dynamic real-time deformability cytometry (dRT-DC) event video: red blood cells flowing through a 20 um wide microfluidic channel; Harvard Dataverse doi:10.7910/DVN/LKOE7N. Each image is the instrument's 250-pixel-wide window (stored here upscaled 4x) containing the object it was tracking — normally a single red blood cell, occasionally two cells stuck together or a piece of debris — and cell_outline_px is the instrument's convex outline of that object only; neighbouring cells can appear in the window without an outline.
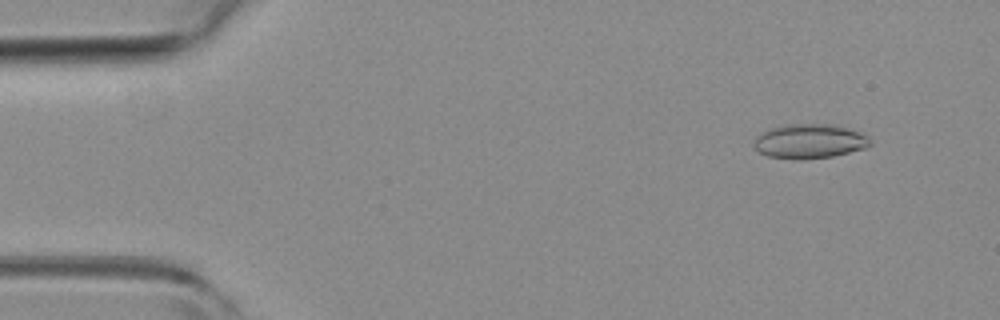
{"species": "common noctule bat (a hibernating species)", "species_latin": "Nyctalus noctula", "temperature_condition": "room temperature", "stored_images_in_passage": 28, "camera_frame_rate_fps": 3000, "um_per_image_px": 0.085, "animal": {"sex": "female", "body_mass_g": 19.3, "forearm_length_mm": 54.1}, "frame": {"image": 1, "passage_image": 5, "time_ms": 1.333, "image_size_px": [1000, 320], "cell_outline_px": [[872, 144], [864, 148], [832, 156], [800, 160], [796, 160], [768, 156], [760, 152], [752, 144], [756, 136], [760, 132], [772, 128], [796, 124], [828, 124], [860, 132], [868, 136], [872, 140]], "centroid_in_image_um": [68.79, 12.02], "position_along_channel_um": 16.2, "area_um2": 23.12}}
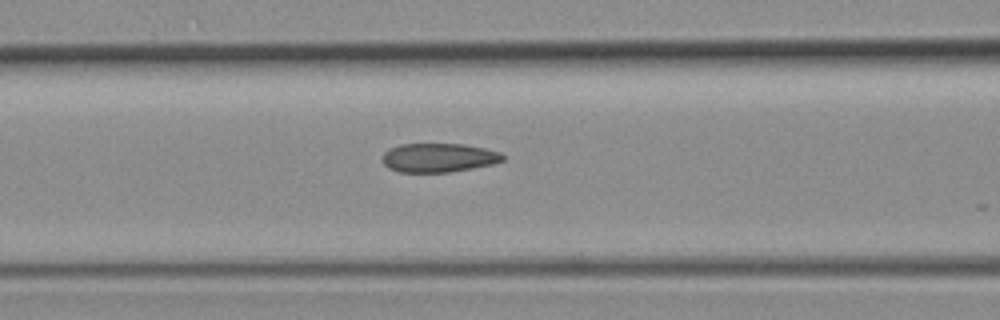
{"frame": {"image": 2, "passage_image": 21, "time_ms": 6.667, "image_size_px": [1000, 320], "cell_outline_px": [[504, 160], [492, 164], [472, 168], [448, 172], [400, 172], [388, 168], [380, 160], [384, 152], [388, 148], [400, 144], [464, 144], [484, 148], [500, 152], [504, 156]], "centroid_in_image_um": [37.24, 13.4], "position_along_channel_um": 129.4, "area_um2": 20.4}}
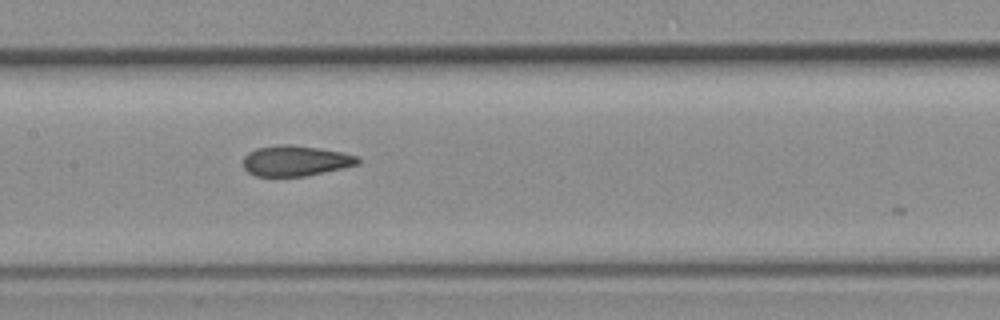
{"frame": {"image": 3, "passage_image": 25, "time_ms": 8.0, "image_size_px": [1000, 320], "cell_outline_px": [[360, 164], [304, 176], [256, 176], [248, 172], [244, 168], [244, 156], [248, 152], [256, 148], [280, 144], [288, 144], [316, 148], [340, 152], [356, 156], [360, 160]], "centroid_in_image_um": [25.08, 13.66], "position_along_channel_um": 182.3, "area_um2": 20.11}}